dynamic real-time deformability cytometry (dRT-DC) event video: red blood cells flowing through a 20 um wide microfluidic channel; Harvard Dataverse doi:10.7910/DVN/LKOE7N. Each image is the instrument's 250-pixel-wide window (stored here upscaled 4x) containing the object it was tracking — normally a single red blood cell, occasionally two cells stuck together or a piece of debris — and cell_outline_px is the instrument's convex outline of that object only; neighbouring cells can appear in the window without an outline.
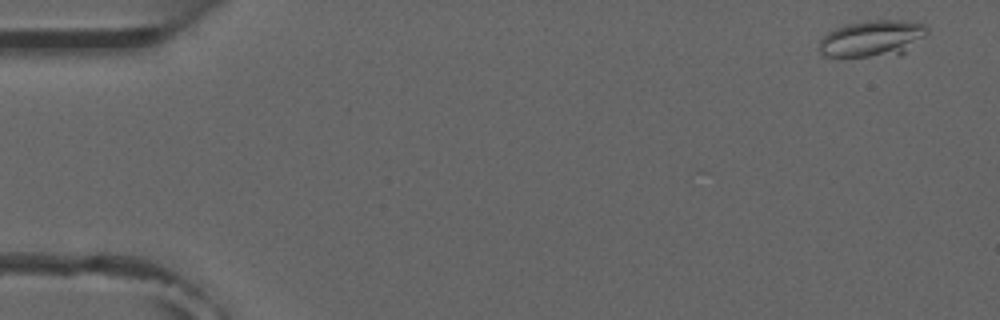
{"species": "common noctule bat (a hibernating species)", "species_latin": "Nyctalus noctula", "temperature_condition": "room temperature", "stored_images_in_passage": 6, "camera_frame_rate_fps": 3000, "um_per_image_px": 0.085, "animal": {"sex": "male", "forearm_length_mm": 52.5}, "frame": {"image": 1, "passage_image": 1, "time_ms": 0.0, "image_size_px": [1000, 320], "cell_outline_px": [[928, 32], [924, 36], [900, 56], [824, 56], [820, 52], [820, 40], [828, 32], [836, 28], [848, 24], [868, 20], [900, 20], [924, 24], [928, 28]], "centroid_in_image_um": [74.17, 3.28], "position_along_channel_um": 10.8, "area_um2": 22.83}}